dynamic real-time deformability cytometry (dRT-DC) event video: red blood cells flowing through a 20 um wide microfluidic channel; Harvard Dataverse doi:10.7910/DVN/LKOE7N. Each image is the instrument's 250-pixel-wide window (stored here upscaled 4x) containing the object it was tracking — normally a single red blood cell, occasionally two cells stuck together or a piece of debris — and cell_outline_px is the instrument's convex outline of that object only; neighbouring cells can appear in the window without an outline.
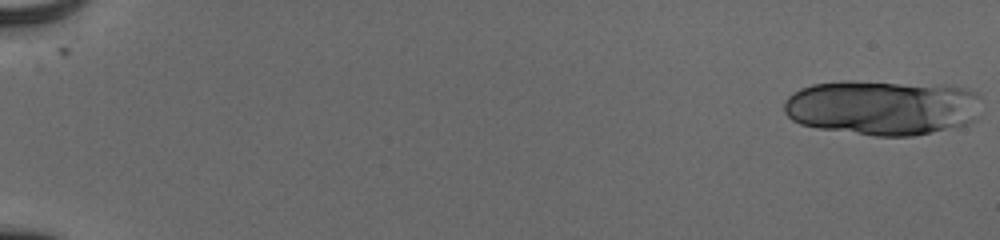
{"species": "human", "species_latin": "Homo sapiens", "temperature_condition": "cold", "stored_images_in_passage": 22, "camera_frame_rate_fps": 3000, "um_per_image_px": 0.085, "donor": {"sex": "male"}, "frame": {"image": 1, "passage_image": 1, "time_ms": 0.0, "image_size_px": [1000, 240], "cell_outline_px": [[980, 96], [976, 116], [968, 124], [912, 136], [876, 136], [816, 128], [800, 124], [792, 120], [784, 112], [784, 100], [788, 96], [800, 88], [812, 84], [844, 80], [852, 80], [964, 88], [976, 92]], "centroid_in_image_um": [74.92, 9.14], "position_along_channel_um": 10.1, "area_um2": 63.18}}